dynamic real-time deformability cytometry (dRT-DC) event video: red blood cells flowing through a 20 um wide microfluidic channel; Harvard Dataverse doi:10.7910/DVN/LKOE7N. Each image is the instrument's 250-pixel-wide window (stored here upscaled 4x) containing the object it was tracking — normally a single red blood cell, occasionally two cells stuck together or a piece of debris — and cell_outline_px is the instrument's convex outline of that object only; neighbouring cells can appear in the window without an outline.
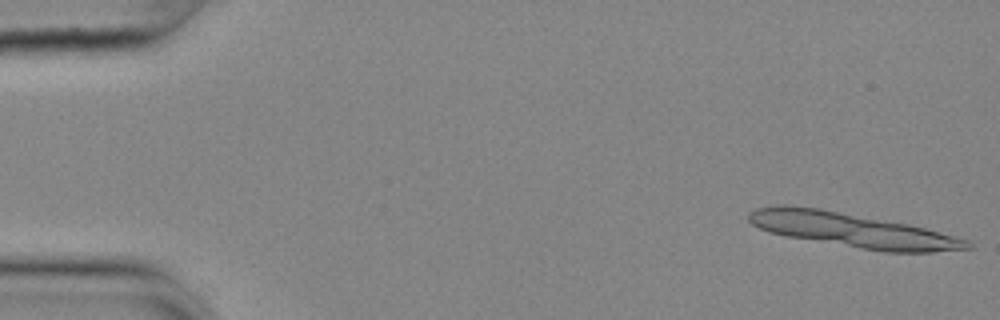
{"species": "common noctule bat (a hibernating species)", "species_latin": "Nyctalus noctula", "temperature_condition": "cold", "stored_images_in_passage": 11, "camera_frame_rate_fps": 3000, "um_per_image_px": 0.085, "animal": {"sex": "female", "body_mass_g": 25.1}, "frame": {"image": 1, "passage_image": 1, "time_ms": 0.0, "image_size_px": [1000, 320], "cell_outline_px": [[976, 248], [932, 252], [884, 252], [784, 236], [768, 232], [752, 224], [748, 220], [748, 212], [756, 208], [776, 204], [788, 204], [820, 208], [908, 224], [924, 228], [968, 240]], "centroid_in_image_um": [72.4, 19.55], "position_along_channel_um": 12.6, "area_um2": 43.81}}